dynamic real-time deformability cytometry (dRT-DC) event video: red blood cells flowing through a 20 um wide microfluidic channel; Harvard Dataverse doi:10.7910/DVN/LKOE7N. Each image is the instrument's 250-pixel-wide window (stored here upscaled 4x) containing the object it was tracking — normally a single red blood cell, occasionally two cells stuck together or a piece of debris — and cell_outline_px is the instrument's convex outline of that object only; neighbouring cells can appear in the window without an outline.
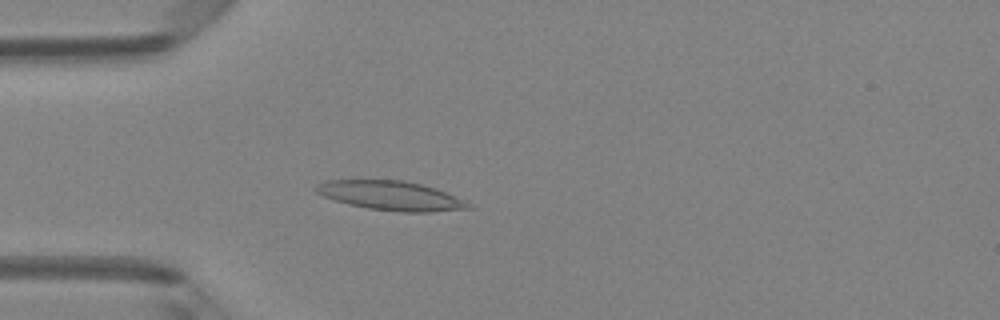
{"species": "Egyptian fruit bat (a non-hibernating species)", "species_latin": "Rousettus aegyptiacus", "temperature_condition": "room temperature", "stored_images_in_passage": 48, "camera_frame_rate_fps": 3000, "um_per_image_px": 0.085, "animal": {"sex": "female"}, "frame": {"image": 1, "passage_image": 13, "time_ms": 4.0, "image_size_px": [1000, 320], "cell_outline_px": [[476, 208], [432, 212], [400, 212], [368, 208], [348, 204], [324, 196], [316, 192], [312, 188], [316, 184], [328, 180], [400, 180], [420, 184], [436, 188], [468, 200]], "centroid_in_image_um": [33.3, 16.64], "position_along_channel_um": 51.7, "area_um2": 26.24}}
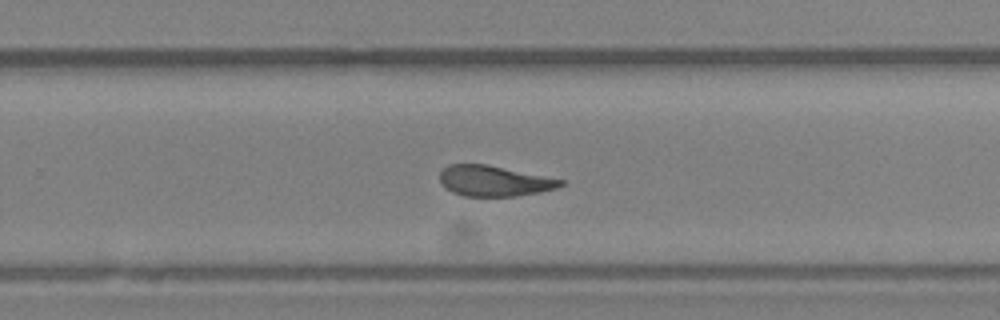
{"frame": {"image": 2, "passage_image": 31, "time_ms": 10.0, "image_size_px": [1000, 320], "cell_outline_px": [[564, 184], [556, 188], [540, 192], [516, 196], [464, 196], [452, 192], [440, 180], [440, 172], [448, 164], [488, 164], [564, 180]], "centroid_in_image_um": [42.01, 15.37], "position_along_channel_um": 287.8, "area_um2": 21.39}}
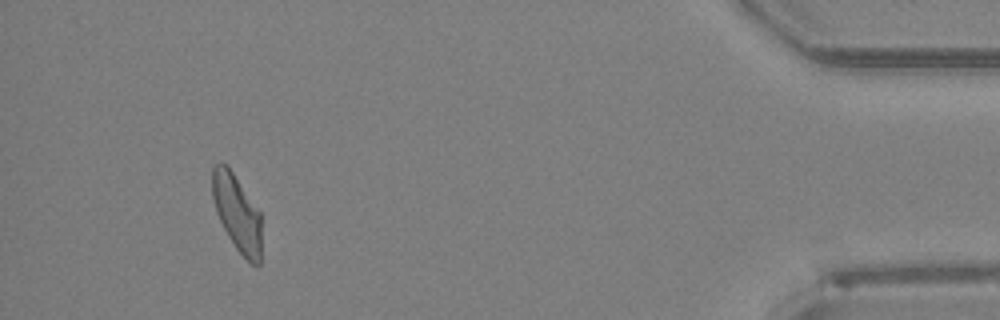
{"frame": {"image": 3, "passage_image": 45, "time_ms": 14.667, "image_size_px": [1000, 320], "cell_outline_px": [[260, 264], [252, 264], [236, 248], [228, 236], [216, 212], [212, 196], [212, 168], [216, 164], [228, 164], [260, 212]], "centroid_in_image_um": [20.13, 18.05], "position_along_channel_um": 415.1, "area_um2": 21.68}, "authors_computed_cell_mechanics": {"area_um2": 23.0333, "velocity_mm_per_s": 4.1212, "shape_relaxation_time_tau1_ms": null, "shape_relaxation_time_tau2_ms": 3.0629, "deformation_change_tau1": null, "deformation_change_tau2": 0.1082}}